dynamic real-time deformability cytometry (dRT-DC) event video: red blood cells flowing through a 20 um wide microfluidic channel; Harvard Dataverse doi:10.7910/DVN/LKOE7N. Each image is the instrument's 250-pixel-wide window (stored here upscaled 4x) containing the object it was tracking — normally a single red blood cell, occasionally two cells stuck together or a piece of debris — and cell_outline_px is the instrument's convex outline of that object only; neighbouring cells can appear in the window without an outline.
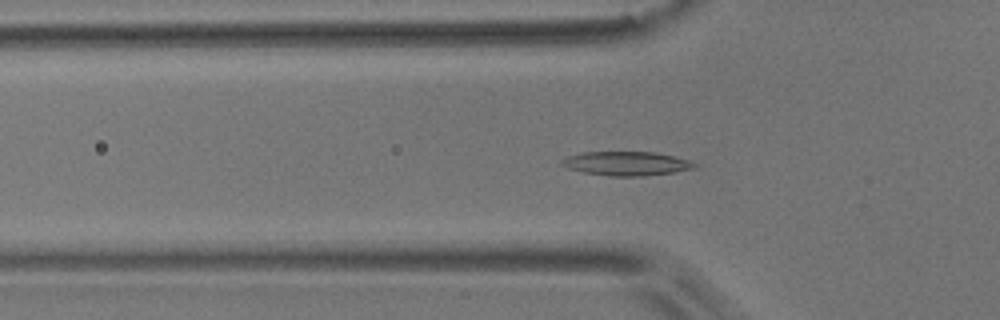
{"species": "common noctule bat (a hibernating species)", "species_latin": "Nyctalus noctula", "temperature_condition": "room temperature", "stored_images_in_passage": 54, "camera_frame_rate_fps": 3000, "um_per_image_px": 0.085, "animal": {"sex": "male", "body_mass_g": 17.9}, "frame": {"image": 1, "passage_image": 17, "time_ms": 5.333, "image_size_px": [1000, 320], "cell_outline_px": [[700, 164], [696, 168], [672, 172], [644, 176], [608, 176], [584, 172], [568, 168], [560, 164], [560, 160], [568, 156], [580, 152], [656, 152], [688, 160]], "centroid_in_image_um": [53.24, 13.89], "position_along_channel_um": 72.6, "area_um2": 18.61}}
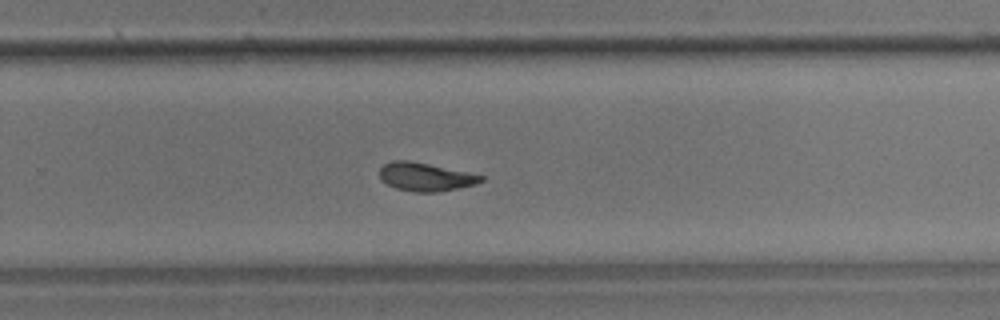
{"frame": {"image": 2, "passage_image": 35, "time_ms": 11.333, "image_size_px": [1000, 320], "cell_outline_px": [[484, 180], [476, 184], [436, 192], [416, 192], [396, 188], [380, 180], [380, 168], [384, 164], [392, 160], [408, 160], [468, 172], [484, 176]], "centroid_in_image_um": [36.14, 15.03], "position_along_channel_um": 293.7, "area_um2": 16.59}}
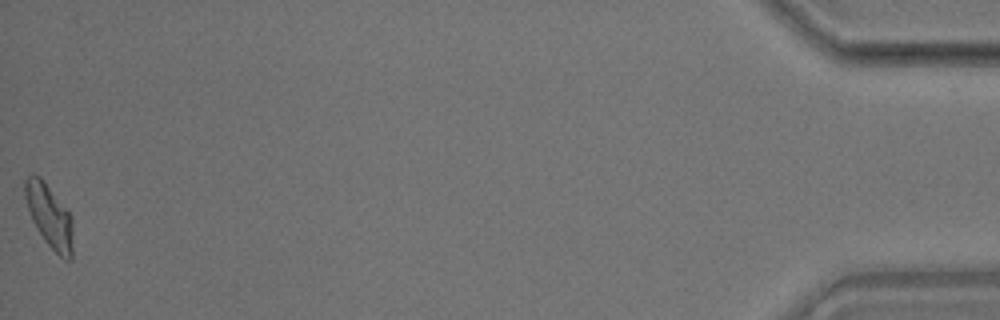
{"frame": {"image": 3, "passage_image": 54, "time_ms": 17.667, "image_size_px": [1000, 320], "cell_outline_px": [[72, 260], [64, 260], [44, 240], [32, 220], [24, 196], [24, 180], [32, 172], [40, 176], [72, 216]], "centroid_in_image_um": [4.19, 18.34], "position_along_channel_um": 431.0, "area_um2": 17.57}, "authors_computed_cell_mechanics": {"area_um2": 17.3111, "velocity_mm_per_s": 3.6794, "shape_relaxation_time_tau1_ms": 7.6784, "shape_relaxation_time_tau2_ms": 4.3186, "deformation_change_tau1": 0.1864, "deformation_change_tau2": 0.1004}}